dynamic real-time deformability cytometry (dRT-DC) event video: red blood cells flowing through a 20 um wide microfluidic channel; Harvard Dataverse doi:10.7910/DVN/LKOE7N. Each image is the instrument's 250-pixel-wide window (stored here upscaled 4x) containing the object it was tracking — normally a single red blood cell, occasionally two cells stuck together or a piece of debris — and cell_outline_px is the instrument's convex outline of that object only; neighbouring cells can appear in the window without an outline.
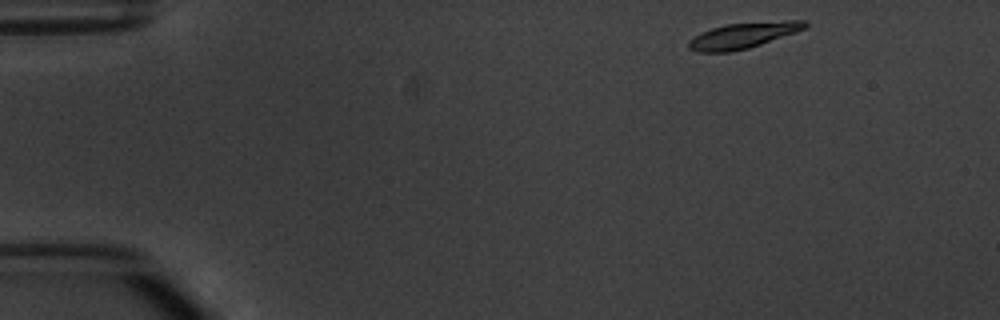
{"species": "common noctule bat (a hibernating species)", "species_latin": "Nyctalus noctula", "temperature_condition": "warm", "stored_images_in_passage": 4, "segment_of_instrument_passage": [1, 2], "camera_frame_rate_fps": 3000, "um_per_image_px": 0.085, "animal": {"sex": "male", "body_mass_g": 20.1, "forearm_length_mm": 53.5}, "frame": {"image": 1, "passage_image": 1, "time_ms": 0.0, "image_size_px": [1000, 320], "cell_outline_px": [[808, 24], [804, 28], [796, 32], [748, 48], [732, 52], [696, 52], [688, 48], [688, 40], [700, 32], [724, 24], [788, 20], [804, 20]], "centroid_in_image_um": [63.11, 3.01], "position_along_channel_um": 21.9, "area_um2": 17.46}}
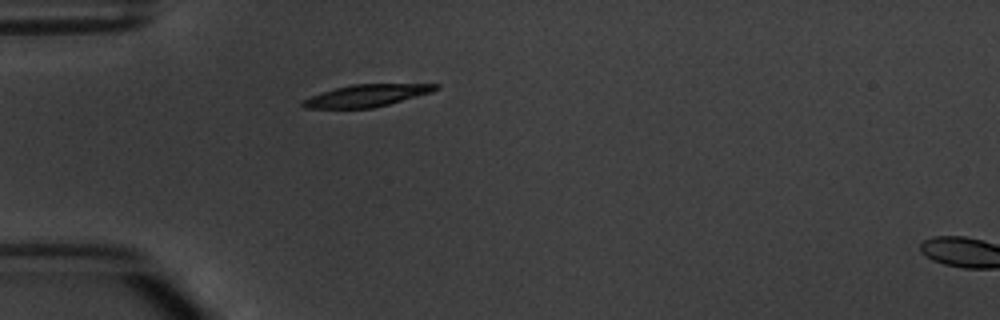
{"frame": {"image": 2, "passage_image": 3, "time_ms": 3.0, "image_size_px": [1000, 320], "cell_outline_px": [[440, 88], [432, 92], [388, 104], [372, 108], [304, 108], [300, 104], [300, 100], [320, 92], [352, 84], [440, 84]], "centroid_in_image_um": [31.12, 8.12], "position_along_channel_um": 53.9, "area_um2": 17.11}}